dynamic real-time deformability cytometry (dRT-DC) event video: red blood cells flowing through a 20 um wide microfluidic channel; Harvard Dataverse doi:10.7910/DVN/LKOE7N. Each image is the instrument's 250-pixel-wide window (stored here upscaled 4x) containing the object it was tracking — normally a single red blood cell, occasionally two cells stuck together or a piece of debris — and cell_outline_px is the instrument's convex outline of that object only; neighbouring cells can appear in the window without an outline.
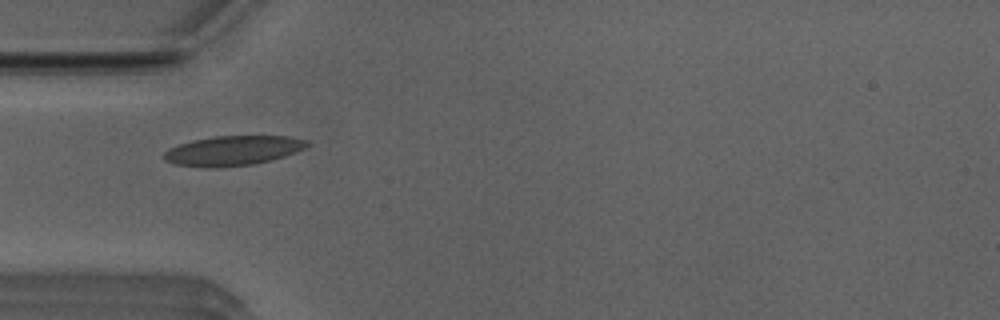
{"species": "Egyptian fruit bat (a non-hibernating species)", "species_latin": "Rousettus aegyptiacus", "temperature_condition": "room temperature", "stored_images_in_passage": 33, "camera_frame_rate_fps": 3000, "um_per_image_px": 0.085, "animal": {"sex": "male"}, "frame": {"image": 1, "passage_image": 2, "time_ms": 0.333, "image_size_px": [1000, 320], "cell_outline_px": [[312, 144], [304, 148], [284, 156], [272, 160], [252, 164], [216, 168], [208, 168], [176, 164], [164, 160], [164, 152], [168, 148], [192, 140], [212, 136], [292, 136], [308, 140]], "centroid_in_image_um": [19.81, 12.8], "position_along_channel_um": 65.2, "area_um2": 24.91}}
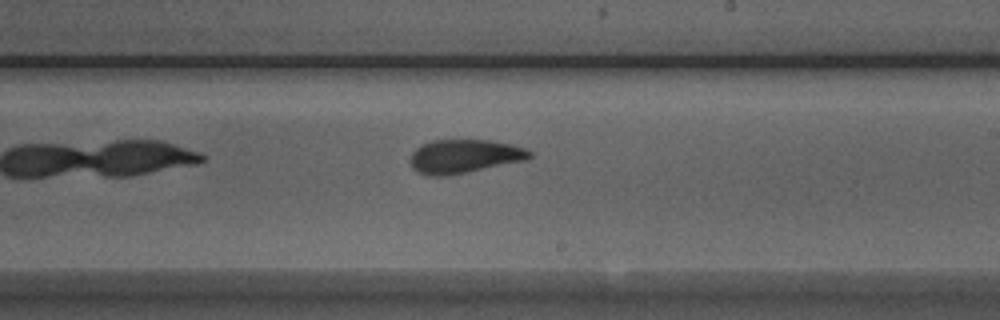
{"frame": {"image": 2, "passage_image": 16, "time_ms": 5.0, "image_size_px": [1000, 320], "cell_outline_px": [[532, 156], [528, 160], [464, 172], [440, 176], [432, 176], [420, 172], [412, 168], [412, 152], [420, 144], [432, 140], [488, 140], [512, 144], [524, 148], [532, 152]], "centroid_in_image_um": [39.49, 13.26], "position_along_channel_um": 249.5, "area_um2": 23.12}}
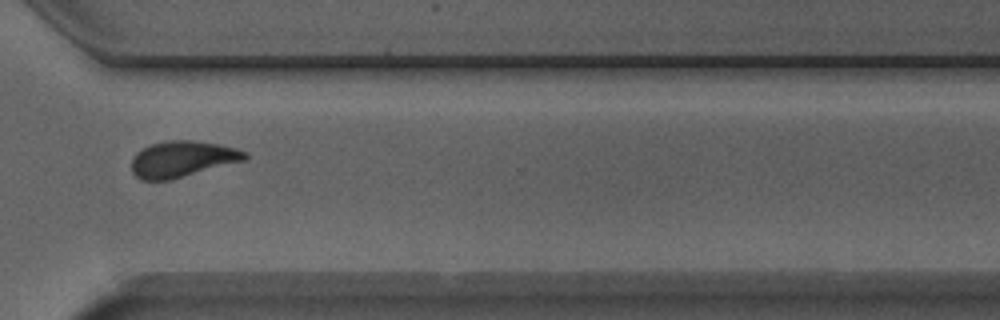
{"frame": {"image": 3, "passage_image": 24, "time_ms": 7.667, "image_size_px": [1000, 320], "cell_outline_px": [[248, 156], [244, 160], [168, 180], [140, 180], [132, 172], [132, 160], [136, 152], [152, 144], [164, 140], [192, 140], [220, 144], [236, 148], [248, 152]], "centroid_in_image_um": [15.48, 13.5], "position_along_channel_um": 355.1, "area_um2": 23.64}, "authors_computed_cell_mechanics": {"area_um2": 23.3512, "velocity_mm_per_s": 3.9459, "shape_relaxation_time_tau1_ms": 6.3732, "shape_relaxation_time_tau2_ms": 1.19, "deformation_change_tau1": 0.1719, "deformation_change_tau2": 0.0619}}